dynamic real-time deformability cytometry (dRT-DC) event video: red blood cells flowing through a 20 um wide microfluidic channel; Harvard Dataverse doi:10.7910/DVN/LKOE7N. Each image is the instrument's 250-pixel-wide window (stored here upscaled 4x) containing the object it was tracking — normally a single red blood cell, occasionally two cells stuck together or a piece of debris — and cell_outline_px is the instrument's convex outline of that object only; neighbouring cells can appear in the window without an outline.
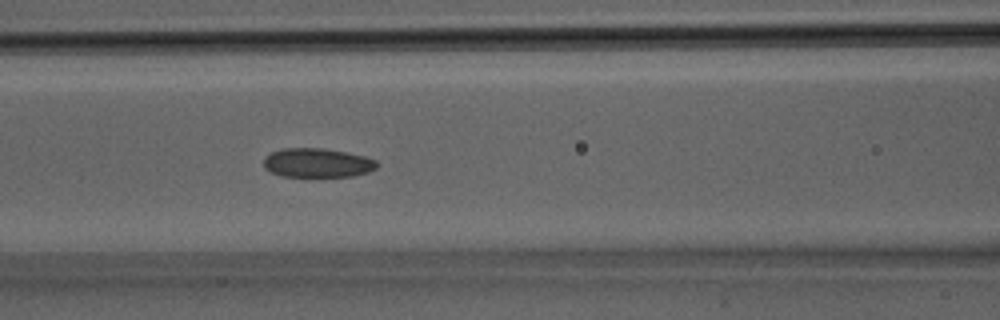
{"species": "Egyptian fruit bat (a non-hibernating species)", "species_latin": "Rousettus aegyptiacus", "temperature_condition": "room temperature", "stored_images_in_passage": 6, "camera_frame_rate_fps": 3000, "um_per_image_px": 0.085, "animal": {"sex": "male"}, "frame": {"image": 1, "passage_image": 6, "time_ms": 1.667, "image_size_px": [1000, 320], "cell_outline_px": [[380, 164], [376, 168], [368, 172], [352, 176], [280, 176], [264, 168], [264, 156], [280, 148], [324, 148], [348, 152], [364, 156], [376, 160]], "centroid_in_image_um": [26.98, 13.83], "position_along_channel_um": 139.6, "area_um2": 19.36}}